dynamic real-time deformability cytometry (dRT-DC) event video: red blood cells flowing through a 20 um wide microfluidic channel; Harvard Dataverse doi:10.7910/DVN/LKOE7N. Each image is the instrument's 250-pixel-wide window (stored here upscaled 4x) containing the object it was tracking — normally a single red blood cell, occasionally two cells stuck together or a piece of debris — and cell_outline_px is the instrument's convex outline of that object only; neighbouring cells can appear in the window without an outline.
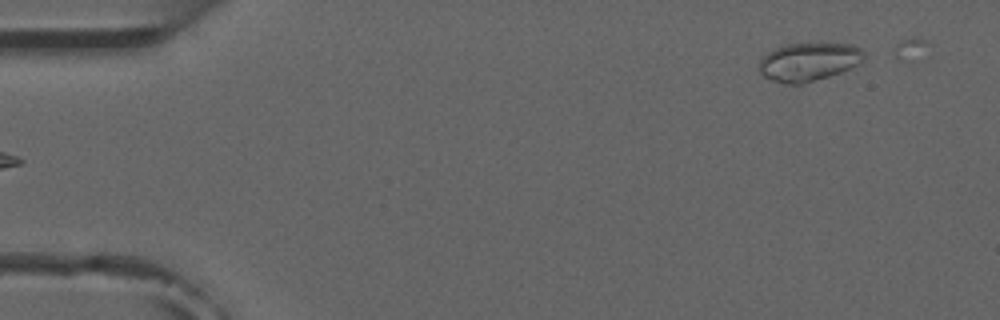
{"species": "common noctule bat (a hibernating species)", "species_latin": "Nyctalus noctula", "temperature_condition": "room temperature", "stored_images_in_passage": 5, "camera_frame_rate_fps": 3000, "um_per_image_px": 0.085, "animal": {"sex": "male", "forearm_length_mm": 52.5}, "frame": {"image": 1, "passage_image": 5, "time_ms": 4.667, "image_size_px": [1000, 320], "cell_outline_px": [[864, 60], [840, 72], [828, 76], [800, 84], [788, 84], [772, 80], [764, 76], [760, 72], [760, 60], [768, 52], [784, 44], [852, 44], [860, 48], [864, 52]], "centroid_in_image_um": [68.73, 5.25], "position_along_channel_um": 16.3, "area_um2": 22.95}}